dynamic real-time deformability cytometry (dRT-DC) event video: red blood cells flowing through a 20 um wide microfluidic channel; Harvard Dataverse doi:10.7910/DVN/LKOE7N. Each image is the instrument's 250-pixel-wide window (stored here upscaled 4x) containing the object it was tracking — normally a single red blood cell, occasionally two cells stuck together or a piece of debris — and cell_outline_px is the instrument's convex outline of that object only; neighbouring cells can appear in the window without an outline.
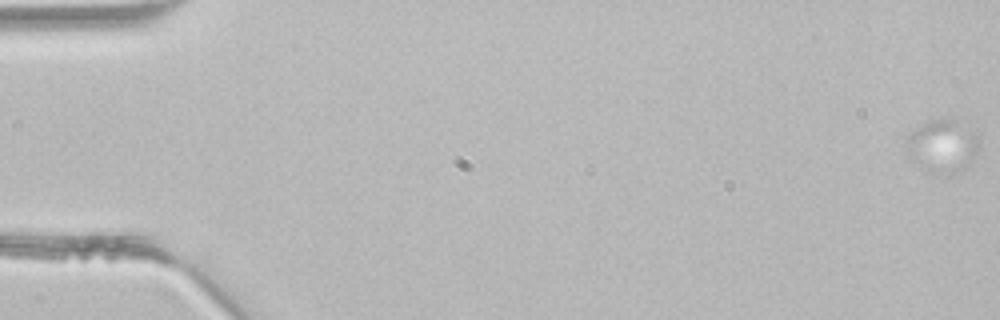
{"species": "common noctule bat (a hibernating species)", "species_latin": "Nyctalus noctula", "temperature_condition": "room temperature", "stored_images_in_passage": 5, "camera_frame_rate_fps": 3000, "um_per_image_px": 0.085, "animal": {"sex": "male", "body_mass_g": 21.5, "forearm_length_mm": 52.0}, "frame": {"image": 1, "passage_image": 1, "time_ms": 0.0, "image_size_px": [1000, 320], "cell_outline_px": [[980, 148], [972, 164], [968, 168], [960, 172], [944, 176], [920, 168], [904, 152], [904, 140], [920, 124], [928, 120], [940, 116], [948, 116], [968, 120], [980, 132]], "centroid_in_image_um": [80.21, 12.34], "position_along_channel_um": 4.8, "area_um2": 24.85}}
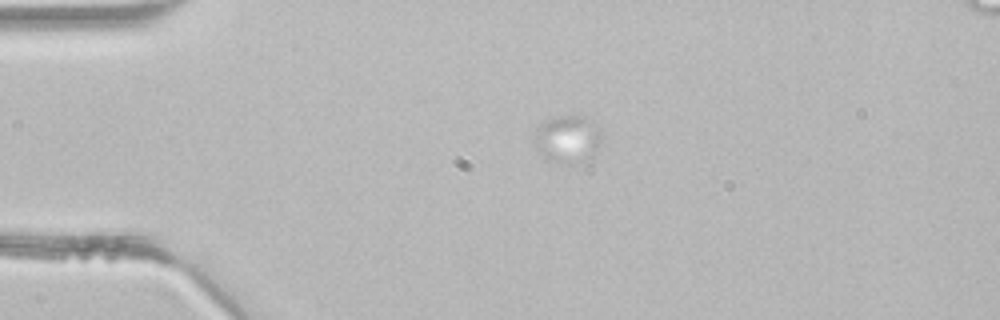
{"frame": {"image": 2, "passage_image": 4, "time_ms": 1.0, "image_size_px": [1000, 320], "cell_outline_px": [[600, 144], [592, 156], [572, 164], [568, 164], [552, 160], [544, 156], [536, 148], [536, 128], [544, 120], [556, 116], [580, 116], [600, 128]], "centroid_in_image_um": [48.24, 11.8], "position_along_channel_um": 36.8, "area_um2": 18.03}}